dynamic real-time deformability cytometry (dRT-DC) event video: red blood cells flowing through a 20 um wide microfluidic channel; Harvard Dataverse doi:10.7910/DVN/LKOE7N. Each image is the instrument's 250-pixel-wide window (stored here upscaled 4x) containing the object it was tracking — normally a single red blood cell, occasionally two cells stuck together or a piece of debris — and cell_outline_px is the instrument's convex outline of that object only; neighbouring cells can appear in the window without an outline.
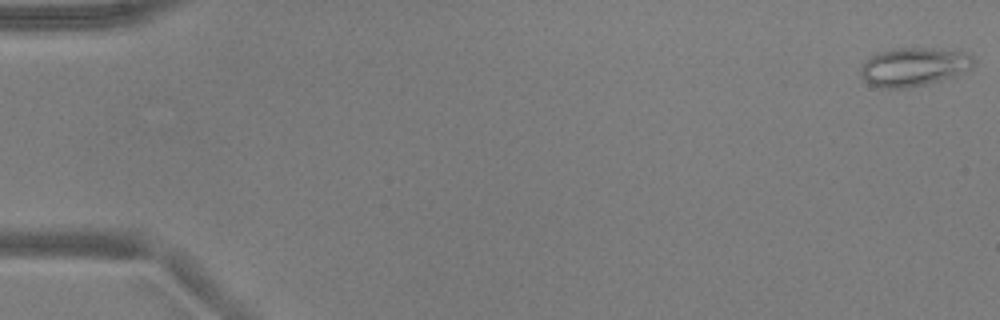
{"species": "common noctule bat (a hibernating species)", "species_latin": "Nyctalus noctula", "temperature_condition": "warm", "stored_images_in_passage": 52, "camera_frame_rate_fps": 3000, "um_per_image_px": 0.085, "animal": {"sex": "male", "body_mass_g": 17.9, "forearm_length_mm": 54.2}, "frame": {"image": 1, "passage_image": 1, "time_ms": 0.0, "image_size_px": [1000, 320], "cell_outline_px": [[976, 64], [972, 68], [952, 76], [940, 80], [924, 84], [904, 88], [884, 88], [868, 84], [860, 76], [860, 68], [872, 56], [880, 52], [900, 48], [932, 48], [964, 52], [972, 56]], "centroid_in_image_um": [77.68, 5.68], "position_along_channel_um": 7.3, "area_um2": 25.03}}
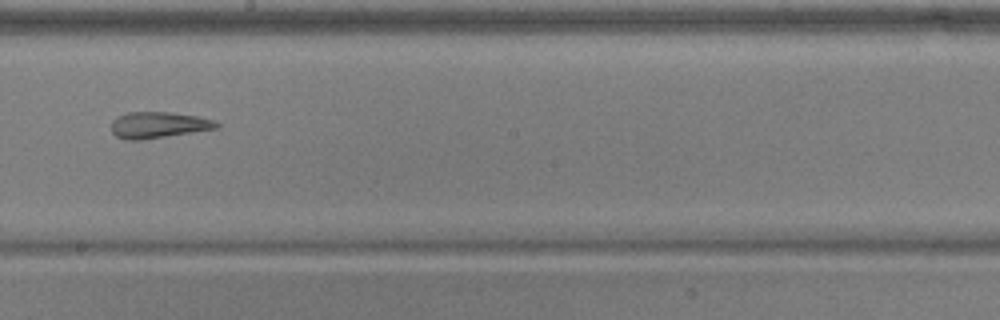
{"frame": {"image": 2, "passage_image": 30, "time_ms": 9.667, "image_size_px": [1000, 320], "cell_outline_px": [[220, 124], [216, 128], [140, 140], [128, 140], [116, 136], [112, 132], [112, 120], [116, 116], [128, 112], [172, 112], [196, 116], [212, 120]], "centroid_in_image_um": [13.4, 10.61], "position_along_channel_um": 234.8, "area_um2": 15.84}}
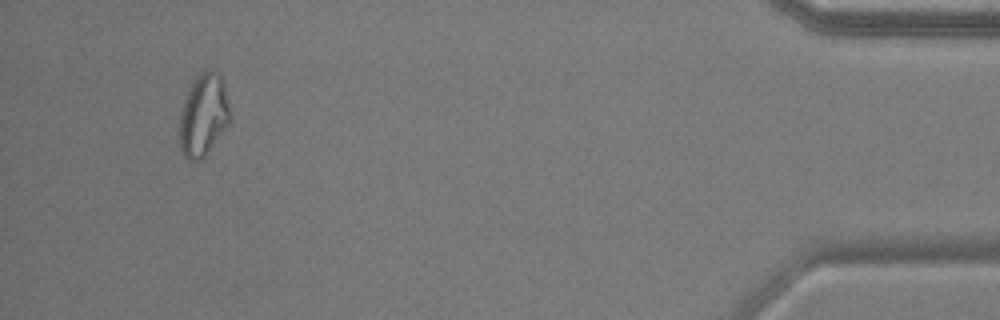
{"frame": {"image": 3, "passage_image": 49, "time_ms": 16.0, "image_size_px": [1000, 320], "cell_outline_px": [[232, 120], [204, 160], [188, 160], [184, 156], [180, 148], [176, 128], [180, 112], [184, 100], [200, 68], [212, 68], [220, 76], [224, 84]], "centroid_in_image_um": [17.27, 9.81], "position_along_channel_um": 417.9, "area_um2": 25.26}, "authors_computed_cell_mechanics": {"area_um2": 21.1259, "velocity_mm_per_s": 3.9372, "shape_relaxation_time_tau1_ms": null, "shape_relaxation_time_tau2_ms": 3.5482, "deformation_change_tau1": null, "deformation_change_tau2": 0.1564}}